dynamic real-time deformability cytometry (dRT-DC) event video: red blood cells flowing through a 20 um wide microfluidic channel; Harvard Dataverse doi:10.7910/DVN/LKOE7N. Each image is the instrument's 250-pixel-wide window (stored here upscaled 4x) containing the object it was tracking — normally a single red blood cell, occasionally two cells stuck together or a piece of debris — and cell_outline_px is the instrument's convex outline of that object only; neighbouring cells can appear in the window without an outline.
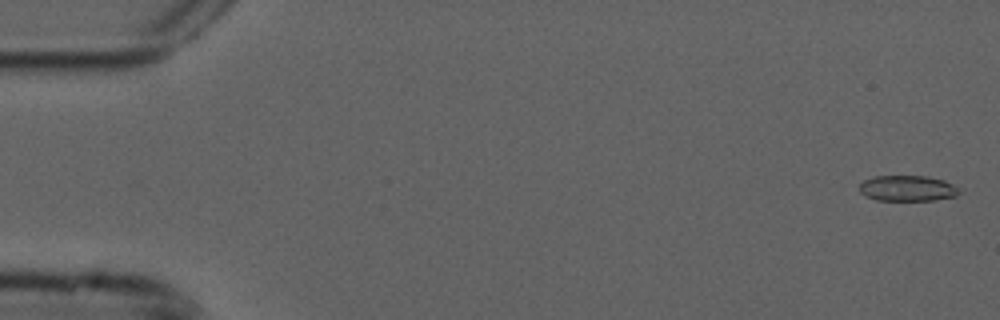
{"species": "common noctule bat (a hibernating species)", "species_latin": "Nyctalus noctula", "temperature_condition": "cold", "stored_images_in_passage": 4, "camera_frame_rate_fps": 3000, "um_per_image_px": 0.085, "animal": {"sex": "male", "forearm_length_mm": 52.5}, "frame": {"image": 1, "passage_image": 1, "time_ms": 0.0, "image_size_px": [1000, 320], "cell_outline_px": [[964, 188], [956, 196], [936, 200], [876, 200], [864, 196], [860, 192], [860, 184], [864, 180], [872, 176], [928, 176], [944, 180]], "centroid_in_image_um": [77.19, 16.0], "position_along_channel_um": 7.8, "area_um2": 15.26}}
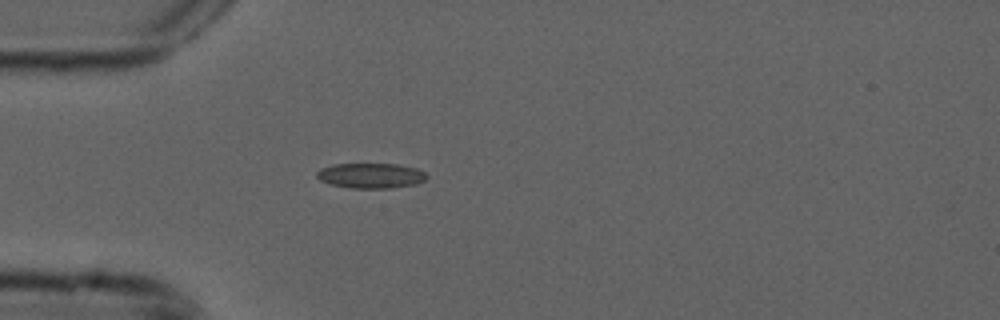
{"frame": {"image": 2, "passage_image": 4, "time_ms": 1.0, "image_size_px": [1000, 320], "cell_outline_px": [[428, 176], [424, 180], [416, 184], [392, 188], [352, 188], [332, 184], [320, 180], [316, 176], [316, 172], [320, 168], [332, 164], [396, 164], [416, 168], [424, 172]], "centroid_in_image_um": [31.51, 14.92], "position_along_channel_um": 53.5, "area_um2": 16.07}}